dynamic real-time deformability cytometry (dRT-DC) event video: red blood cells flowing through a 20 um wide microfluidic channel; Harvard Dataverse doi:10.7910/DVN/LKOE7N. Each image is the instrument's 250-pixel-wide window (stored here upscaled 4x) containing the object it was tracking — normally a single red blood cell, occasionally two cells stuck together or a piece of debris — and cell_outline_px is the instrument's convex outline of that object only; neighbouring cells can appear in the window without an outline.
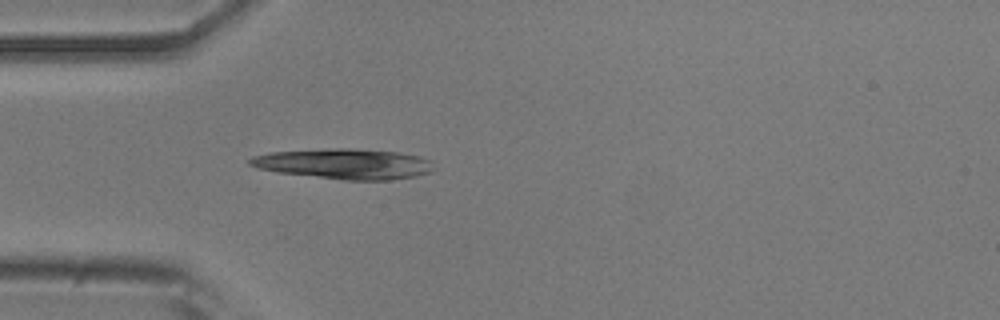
{"species": "common noctule bat (a hibernating species)", "species_latin": "Nyctalus noctula", "temperature_condition": "room temperature", "stored_images_in_passage": 39, "camera_frame_rate_fps": 3000, "um_per_image_px": 0.085, "animal": {"sex": "male", "body_mass_g": 20.5, "forearm_length_mm": 52.5}, "frame": {"image": 1, "passage_image": 1, "time_ms": 0.0, "image_size_px": [1000, 320], "cell_outline_px": [[432, 172], [416, 176], [388, 180], [344, 180], [276, 172], [260, 168], [248, 164], [248, 160], [252, 156], [268, 152], [332, 148], [352, 148], [396, 152], [420, 156], [432, 160]], "centroid_in_image_um": [29.26, 13.92], "position_along_channel_um": 55.7, "area_um2": 32.66}}